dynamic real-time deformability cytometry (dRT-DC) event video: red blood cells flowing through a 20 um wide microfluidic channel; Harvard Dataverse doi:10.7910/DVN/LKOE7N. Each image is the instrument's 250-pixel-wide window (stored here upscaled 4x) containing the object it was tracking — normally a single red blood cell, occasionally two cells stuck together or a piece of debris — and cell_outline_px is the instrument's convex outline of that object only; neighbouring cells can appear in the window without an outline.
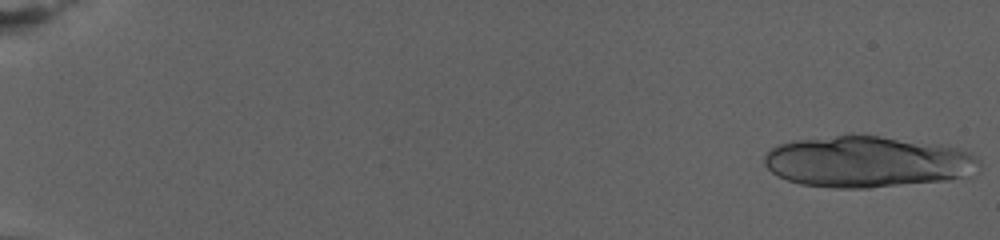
{"species": "human", "species_latin": "Homo sapiens", "temperature_condition": "warm", "stored_images_in_passage": 27, "camera_frame_rate_fps": 3000, "um_per_image_px": 0.085, "donor": {"sex": "female"}, "frame": {"image": 1, "passage_image": 1, "time_ms": 0.0, "image_size_px": [1000, 240], "cell_outline_px": [[980, 172], [948, 180], [868, 188], [836, 188], [800, 184], [788, 180], [772, 172], [764, 164], [764, 156], [772, 148], [780, 144], [796, 140], [852, 132], [880, 136], [956, 148], [980, 160]], "centroid_in_image_um": [73.69, 13.74], "position_along_channel_um": 11.3, "area_um2": 64.27}}
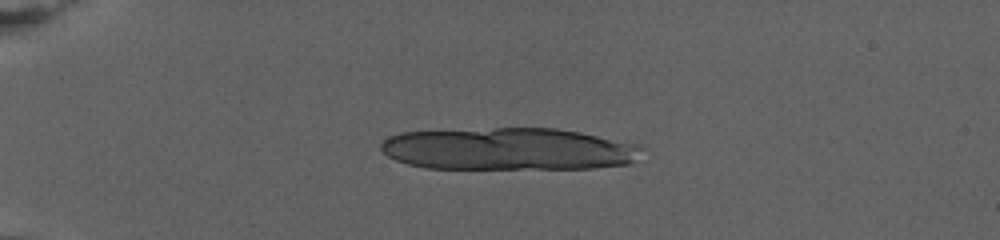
{"frame": {"image": 2, "passage_image": 19, "time_ms": 6.0, "image_size_px": [1000, 240], "cell_outline_px": [[644, 148], [628, 164], [592, 168], [424, 168], [408, 164], [396, 160], [388, 156], [380, 148], [380, 144], [388, 136], [400, 132], [496, 128], [556, 128], [580, 132], [636, 144]], "centroid_in_image_um": [43.17, 12.66], "position_along_channel_um": 41.8, "area_um2": 64.1}}